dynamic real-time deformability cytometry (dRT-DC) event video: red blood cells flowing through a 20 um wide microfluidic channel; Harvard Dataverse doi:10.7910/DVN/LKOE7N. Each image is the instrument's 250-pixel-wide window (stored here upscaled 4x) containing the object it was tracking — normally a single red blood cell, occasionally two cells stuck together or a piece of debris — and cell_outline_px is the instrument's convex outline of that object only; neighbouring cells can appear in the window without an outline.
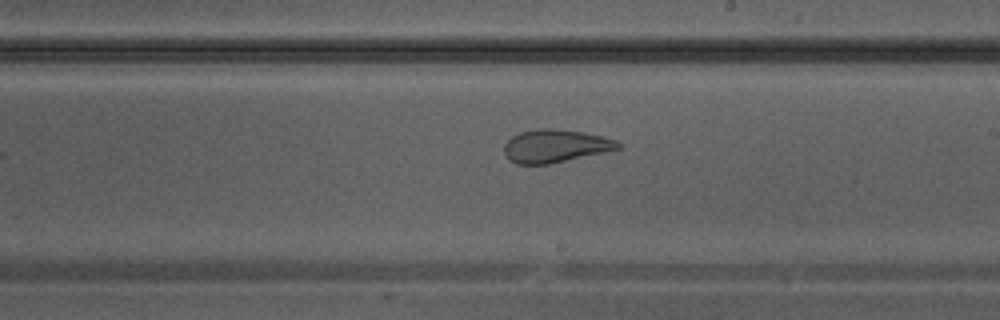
{"species": "Egyptian fruit bat (a non-hibernating species)", "species_latin": "Rousettus aegyptiacus", "temperature_condition": "warm", "stored_images_in_passage": 39, "camera_frame_rate_fps": 3000, "um_per_image_px": 0.085, "animal": {"sex": "male"}, "frame": {"image": 1, "passage_image": 23, "time_ms": 7.333, "image_size_px": [1000, 320], "cell_outline_px": [[620, 148], [548, 164], [516, 164], [508, 160], [504, 152], [504, 144], [512, 136], [520, 132], [540, 128], [552, 128], [584, 132], [616, 140], [620, 144]], "centroid_in_image_um": [47.13, 12.4], "position_along_channel_um": 241.9, "area_um2": 21.62}}